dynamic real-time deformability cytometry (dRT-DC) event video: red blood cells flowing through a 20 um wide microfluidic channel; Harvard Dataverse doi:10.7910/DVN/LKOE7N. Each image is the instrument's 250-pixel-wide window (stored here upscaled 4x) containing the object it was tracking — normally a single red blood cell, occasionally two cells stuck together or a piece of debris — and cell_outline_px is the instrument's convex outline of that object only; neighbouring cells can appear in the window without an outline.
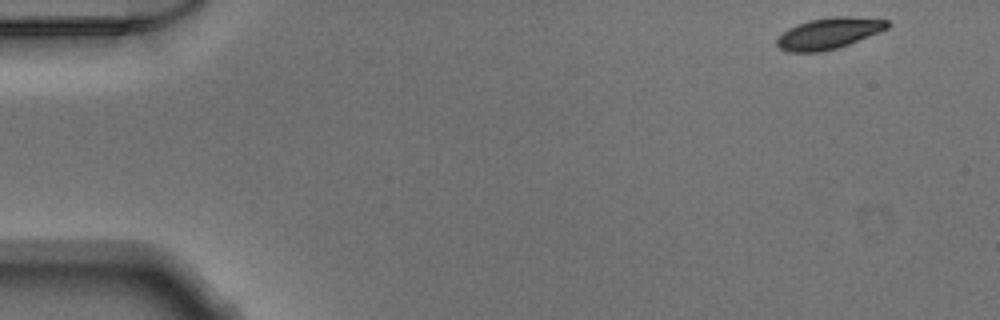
{"species": "Egyptian fruit bat (a non-hibernating species)", "species_latin": "Rousettus aegyptiacus", "temperature_condition": "warm", "stored_images_in_passage": 48, "camera_frame_rate_fps": 3000, "um_per_image_px": 0.085, "animal": {"sex": "male"}, "frame": {"image": 1, "passage_image": 1, "time_ms": 0.0, "image_size_px": [1000, 320], "cell_outline_px": [[888, 28], [880, 32], [848, 44], [836, 48], [820, 52], [788, 52], [780, 48], [776, 44], [776, 40], [788, 28], [796, 24], [808, 20], [836, 16], [848, 16], [888, 20]], "centroid_in_image_um": [70.43, 2.83], "position_along_channel_um": 14.6, "area_um2": 19.94}}
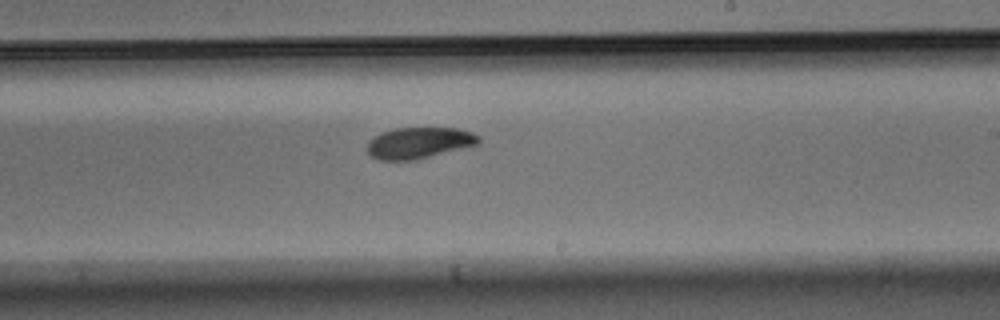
{"frame": {"image": 2, "passage_image": 28, "time_ms": 9.0, "image_size_px": [1000, 320], "cell_outline_px": [[480, 144], [416, 160], [380, 160], [372, 156], [368, 152], [368, 144], [376, 136], [384, 132], [396, 128], [456, 128], [472, 132], [480, 136]], "centroid_in_image_um": [35.69, 12.15], "position_along_channel_um": 253.3, "area_um2": 20.11}}
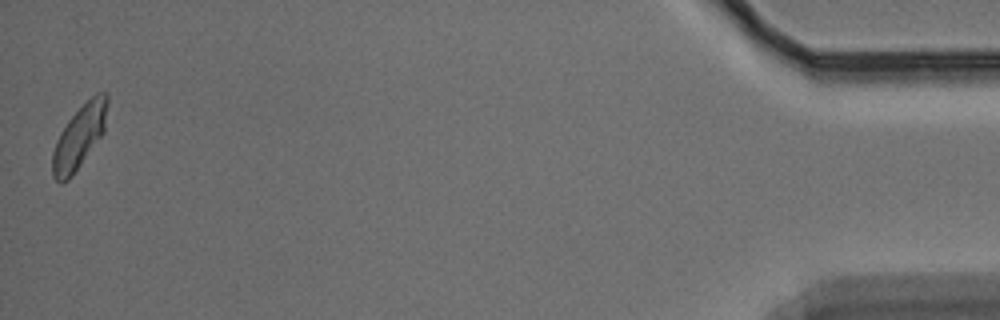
{"frame": {"image": 3, "passage_image": 48, "time_ms": 15.667, "image_size_px": [1000, 320], "cell_outline_px": [[108, 100], [104, 132], [72, 176], [68, 180], [60, 184], [52, 176], [52, 152], [56, 140], [60, 132], [68, 120], [96, 92], [104, 92], [108, 96]], "centroid_in_image_um": [6.72, 11.65], "position_along_channel_um": 428.5, "area_um2": 20.11}}